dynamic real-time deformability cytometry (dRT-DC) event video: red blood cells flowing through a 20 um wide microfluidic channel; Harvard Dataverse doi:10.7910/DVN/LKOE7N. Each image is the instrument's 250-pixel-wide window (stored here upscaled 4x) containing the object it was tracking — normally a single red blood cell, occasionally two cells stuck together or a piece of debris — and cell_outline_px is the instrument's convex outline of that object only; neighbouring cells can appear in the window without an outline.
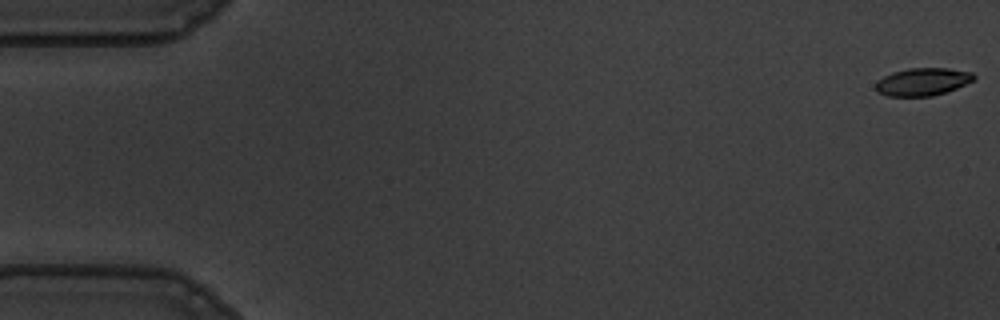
{"species": "common noctule bat (a hibernating species)", "species_latin": "Nyctalus noctula", "temperature_condition": "warm", "stored_images_in_passage": 57, "camera_frame_rate_fps": 3000, "um_per_image_px": 0.085, "animal": {"sex": "male", "body_mass_g": 19.5, "forearm_length_mm": 54.6}, "frame": {"image": 1, "passage_image": 1, "time_ms": 0.0, "image_size_px": [1000, 320], "cell_outline_px": [[976, 76], [972, 80], [956, 88], [932, 96], [888, 96], [876, 92], [876, 80], [892, 72], [908, 68], [948, 68], [972, 72]], "centroid_in_image_um": [78.38, 6.94], "position_along_channel_um": 6.6, "area_um2": 15.78}}
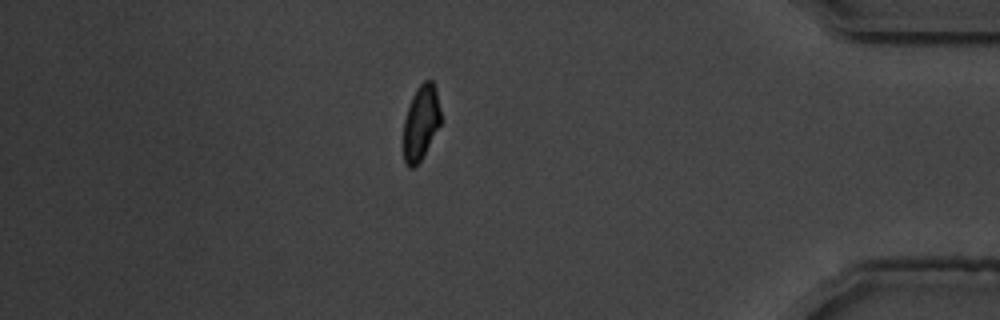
{"frame": {"image": 2, "passage_image": 49, "time_ms": 16.0, "image_size_px": [1000, 320], "cell_outline_px": [[440, 124], [420, 160], [412, 168], [408, 168], [404, 164], [404, 120], [408, 104], [416, 88], [424, 80], [432, 80], [436, 88], [440, 108]], "centroid_in_image_um": [35.76, 10.38], "position_along_channel_um": 399.4, "area_um2": 16.13}}
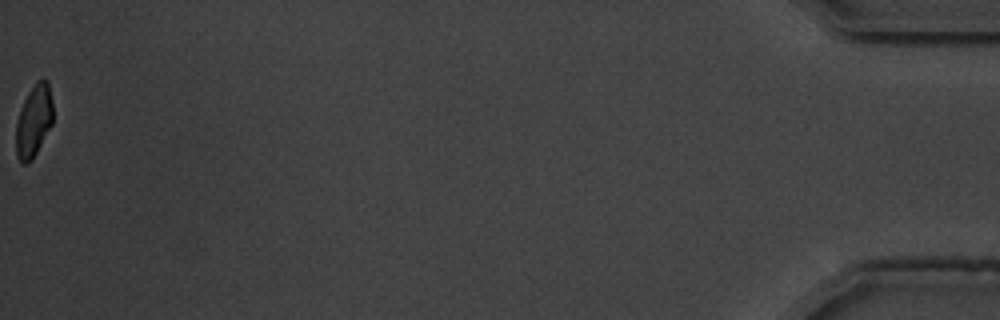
{"frame": {"image": 3, "passage_image": 57, "time_ms": 18.667, "image_size_px": [1000, 320], "cell_outline_px": [[52, 124], [32, 160], [24, 164], [16, 156], [16, 120], [20, 108], [28, 92], [36, 80], [44, 76], [48, 80], [52, 100]], "centroid_in_image_um": [2.87, 10.22], "position_along_channel_um": 432.3, "area_um2": 15.72}, "authors_computed_cell_mechanics": {"area_um2": 17.2244, "velocity_mm_per_s": 3.5987, "shape_relaxation_time_tau1_ms": 3.2752, "shape_relaxation_time_tau2_ms": 3.7009, "deformation_change_tau1": 0.143, "deformation_change_tau2": 0.073}}